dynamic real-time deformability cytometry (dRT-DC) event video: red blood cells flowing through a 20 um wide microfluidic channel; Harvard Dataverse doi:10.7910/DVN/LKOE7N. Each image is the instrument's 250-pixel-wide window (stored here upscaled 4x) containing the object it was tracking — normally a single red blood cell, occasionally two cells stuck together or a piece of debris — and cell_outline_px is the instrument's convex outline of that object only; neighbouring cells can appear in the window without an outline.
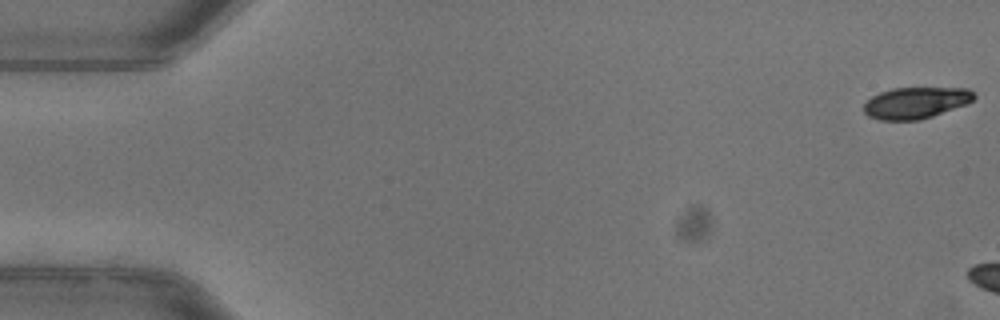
{"species": "common noctule bat (a hibernating species)", "species_latin": "Nyctalus noctula", "temperature_condition": "warm", "stored_images_in_passage": 8, "camera_frame_rate_fps": 3000, "um_per_image_px": 0.085, "animal": {"sex": "female"}, "frame": {"image": 1, "passage_image": 1, "time_ms": 0.0, "image_size_px": [1000, 320], "cell_outline_px": [[976, 96], [972, 100], [964, 104], [932, 116], [920, 120], [880, 120], [868, 116], [864, 112], [864, 104], [872, 96], [880, 92], [892, 88], [968, 88], [976, 92]], "centroid_in_image_um": [77.83, 8.73], "position_along_channel_um": 7.2, "area_um2": 20.06}}